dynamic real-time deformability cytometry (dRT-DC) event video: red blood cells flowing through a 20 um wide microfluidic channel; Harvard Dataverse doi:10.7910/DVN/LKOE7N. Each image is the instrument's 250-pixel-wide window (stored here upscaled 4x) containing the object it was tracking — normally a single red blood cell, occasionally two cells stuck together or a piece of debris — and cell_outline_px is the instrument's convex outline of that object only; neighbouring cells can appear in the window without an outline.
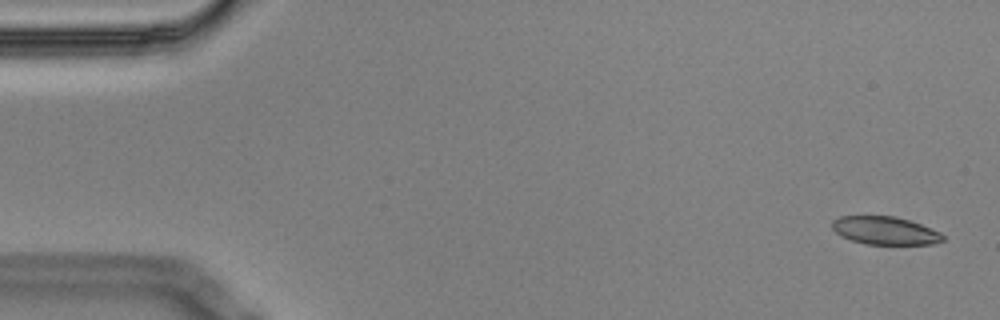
{"species": "Egyptian fruit bat (a non-hibernating species)", "species_latin": "Rousettus aegyptiacus", "temperature_condition": "cold", "stored_images_in_passage": 8, "camera_frame_rate_fps": 3000, "um_per_image_px": 0.085, "animal": {"sex": "male"}, "frame": {"image": 1, "passage_image": 1, "time_ms": 0.0, "image_size_px": [1000, 320], "cell_outline_px": [[944, 240], [932, 244], [864, 244], [840, 236], [832, 228], [832, 220], [840, 216], [892, 216], [908, 220], [920, 224], [940, 232], [944, 236]], "centroid_in_image_um": [75.2, 19.6], "position_along_channel_um": 9.8, "area_um2": 17.98}}
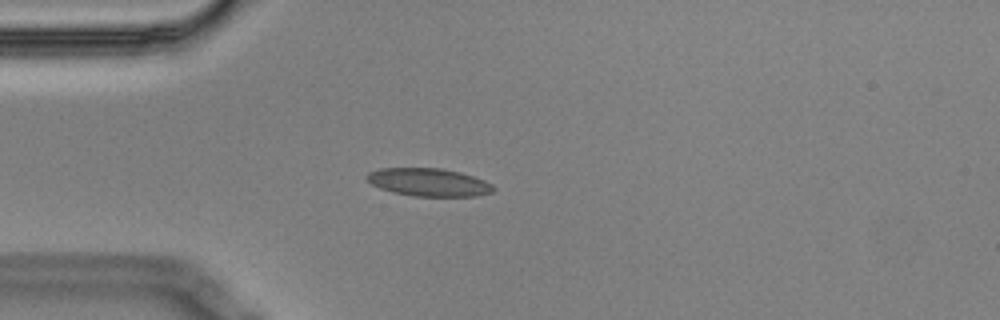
{"frame": {"image": 2, "passage_image": 4, "time_ms": 1.0, "image_size_px": [1000, 320], "cell_outline_px": [[496, 188], [492, 192], [476, 196], [412, 196], [392, 192], [380, 188], [372, 184], [364, 176], [368, 172], [380, 168], [440, 168], [460, 172], [484, 180], [492, 184]], "centroid_in_image_um": [36.43, 15.49], "position_along_channel_um": 48.6, "area_um2": 20.63}}
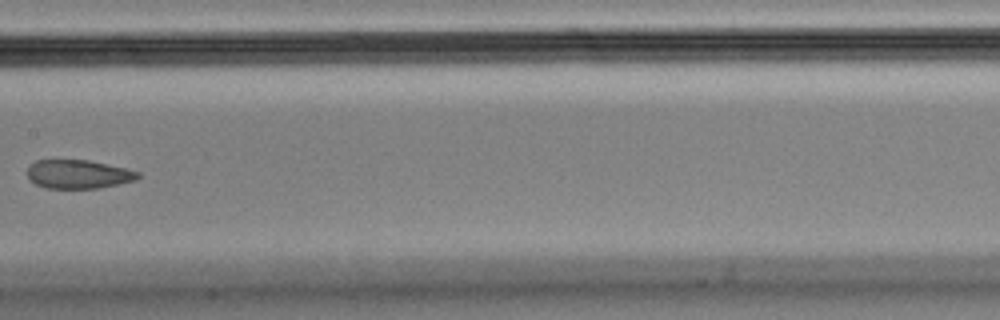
{"frame": {"image": 3, "passage_image": 8, "time_ms": 2.333, "image_size_px": [1000, 320], "cell_outline_px": [[140, 176], [136, 180], [96, 188], [44, 188], [36, 184], [28, 176], [28, 168], [36, 160], [88, 160], [124, 168], [140, 172]], "centroid_in_image_um": [6.66, 14.8], "position_along_channel_um": 200.7, "area_um2": 18.21}}